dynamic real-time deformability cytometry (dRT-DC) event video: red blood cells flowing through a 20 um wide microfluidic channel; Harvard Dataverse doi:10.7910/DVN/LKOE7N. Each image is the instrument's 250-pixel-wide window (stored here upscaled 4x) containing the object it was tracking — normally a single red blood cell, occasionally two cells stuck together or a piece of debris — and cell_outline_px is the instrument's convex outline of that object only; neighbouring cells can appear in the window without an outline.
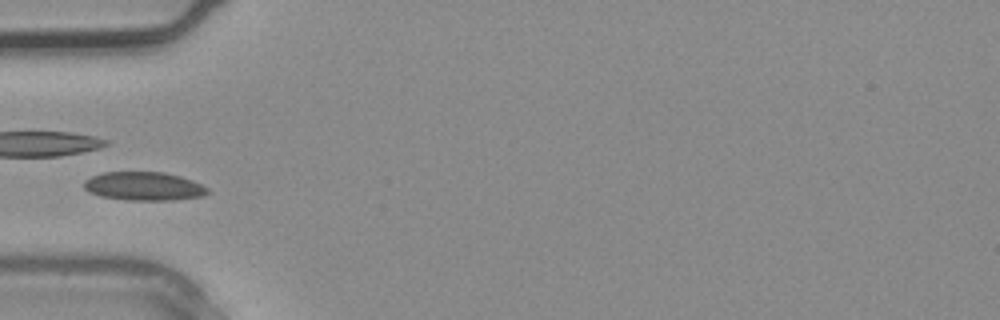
{"species": "common noctule bat (a hibernating species)", "species_latin": "Nyctalus noctula", "temperature_condition": "warm", "stored_images_in_passage": 1, "camera_frame_rate_fps": 3000, "um_per_image_px": 0.085, "animal": {"sex": "male", "body_mass_g": 20.4}, "frame": {"image": 1, "passage_image": 1, "time_ms": 0.0, "image_size_px": [1000, 320], "cell_outline_px": [[208, 192], [204, 196], [168, 200], [124, 200], [100, 196], [88, 192], [84, 188], [84, 180], [92, 176], [104, 172], [164, 172], [180, 176], [192, 180], [208, 188]], "centroid_in_image_um": [12.2, 15.83], "position_along_channel_um": 72.8, "area_um2": 20.58}}